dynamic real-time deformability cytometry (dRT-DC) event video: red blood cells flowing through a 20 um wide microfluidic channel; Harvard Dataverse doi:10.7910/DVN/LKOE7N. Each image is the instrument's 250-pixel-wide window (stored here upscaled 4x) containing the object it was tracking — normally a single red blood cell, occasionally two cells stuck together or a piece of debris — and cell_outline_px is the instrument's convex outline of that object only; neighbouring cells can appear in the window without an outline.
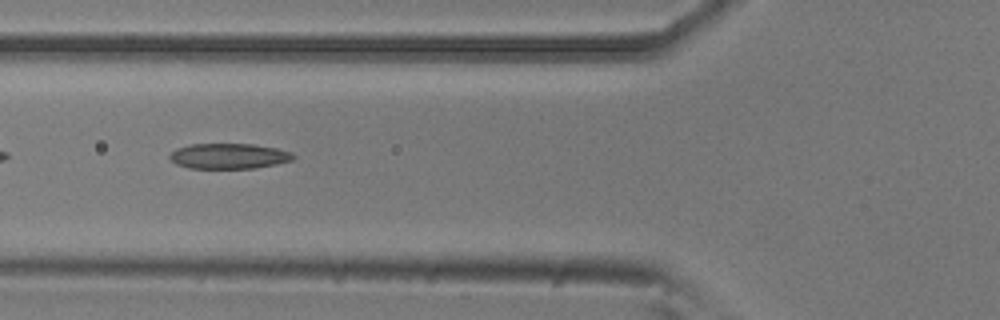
{"species": "common noctule bat (a hibernating species)", "species_latin": "Nyctalus noctula", "temperature_condition": "room temperature", "stored_images_in_passage": 38, "camera_frame_rate_fps": 3000, "um_per_image_px": 0.085, "animal": {"sex": "male", "body_mass_g": 20.5, "forearm_length_mm": 52.5}, "frame": {"image": 1, "passage_image": 5, "time_ms": 1.333, "image_size_px": [1000, 320], "cell_outline_px": [[296, 156], [292, 160], [276, 164], [256, 168], [188, 168], [176, 164], [168, 156], [176, 148], [188, 144], [252, 144], [276, 148], [292, 152]], "centroid_in_image_um": [19.45, 13.26], "position_along_channel_um": 106.4, "area_um2": 18.32}}
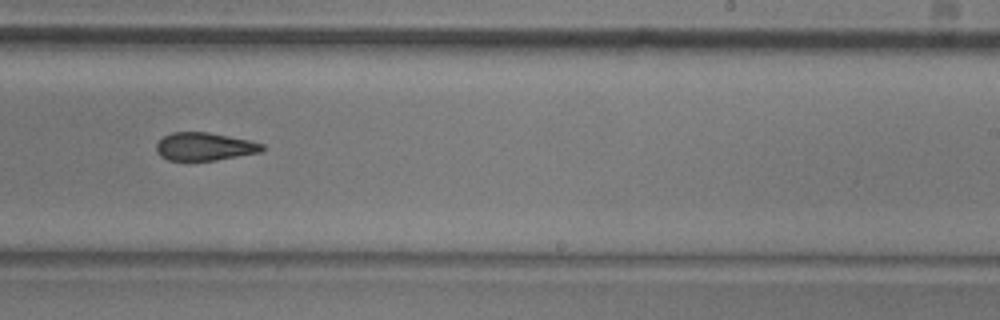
{"frame": {"image": 2, "passage_image": 18, "time_ms": 5.667, "image_size_px": [1000, 320], "cell_outline_px": [[264, 148], [260, 152], [216, 160], [168, 160], [160, 156], [156, 152], [156, 144], [164, 136], [172, 132], [208, 132], [248, 140], [264, 144]], "centroid_in_image_um": [17.36, 12.45], "position_along_channel_um": 271.6, "area_um2": 17.11}}
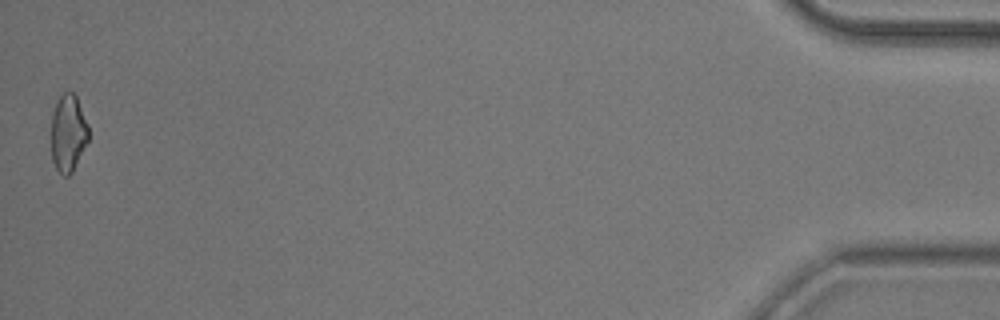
{"frame": {"image": 3, "passage_image": 38, "time_ms": 12.333, "image_size_px": [1000, 320], "cell_outline_px": [[88, 140], [72, 172], [68, 176], [64, 176], [56, 168], [52, 160], [52, 112], [60, 96], [64, 92], [72, 92], [76, 96], [88, 124]], "centroid_in_image_um": [5.79, 11.31], "position_along_channel_um": 429.4, "area_um2": 16.53}, "authors_computed_cell_mechanics": {"area_um2": 18.0914, "velocity_mm_per_s": 3.8066, "shape_relaxation_time_tau1_ms": 8.7368, "shape_relaxation_time_tau2_ms": 3.7384, "deformation_change_tau1": 0.1903, "deformation_change_tau2": 0.1211}}